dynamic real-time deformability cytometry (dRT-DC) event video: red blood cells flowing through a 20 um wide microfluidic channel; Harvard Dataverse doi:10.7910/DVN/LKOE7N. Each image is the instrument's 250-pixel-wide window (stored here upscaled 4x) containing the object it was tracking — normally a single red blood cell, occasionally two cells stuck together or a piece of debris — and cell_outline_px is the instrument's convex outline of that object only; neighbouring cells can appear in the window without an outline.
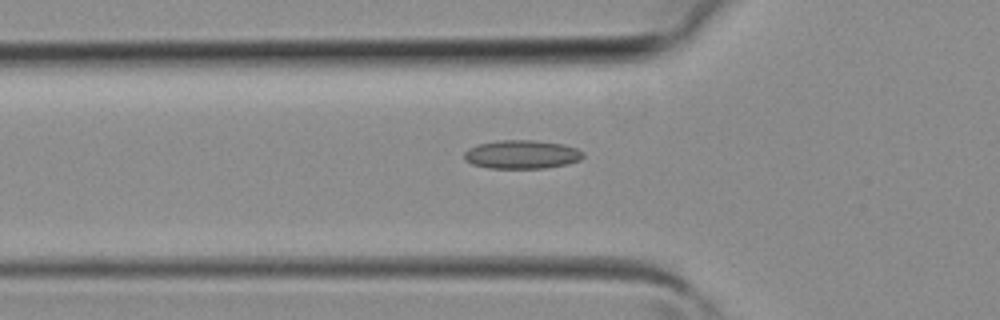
{"species": "common noctule bat (a hibernating species)", "species_latin": "Nyctalus noctula", "temperature_condition": "room temperature", "stored_images_in_passage": 31, "segment_of_instrument_passage": [1, 2], "camera_frame_rate_fps": 3000, "um_per_image_px": 0.085, "animal": {"sex": "female", "body_mass_g": 19.3, "forearm_length_mm": 54.1}, "frame": {"image": 1, "passage_image": 4, "time_ms": 1.0, "image_size_px": [1000, 320], "cell_outline_px": [[584, 156], [580, 160], [568, 164], [544, 168], [488, 168], [472, 164], [464, 160], [464, 152], [468, 148], [476, 144], [500, 140], [532, 140], [564, 144], [576, 148], [584, 152]], "centroid_in_image_um": [44.34, 13.12], "position_along_channel_um": 81.5, "area_um2": 20.0}}
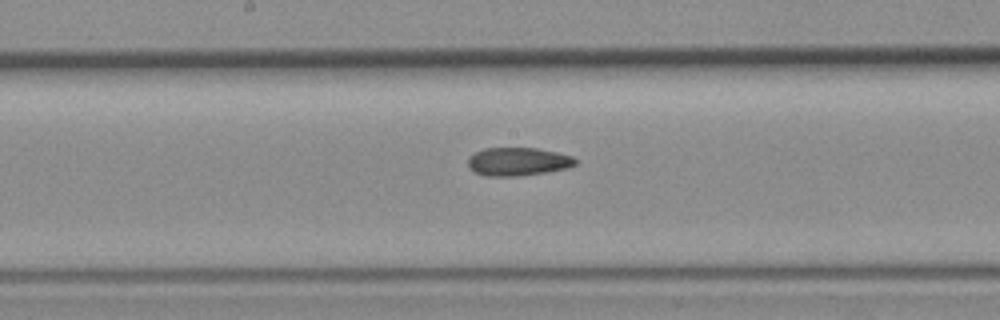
{"frame": {"image": 2, "passage_image": 11, "time_ms": 3.333, "image_size_px": [1000, 320], "cell_outline_px": [[576, 164], [568, 168], [548, 172], [516, 176], [484, 176], [468, 168], [468, 156], [484, 148], [536, 148], [556, 152], [572, 156], [576, 160]], "centroid_in_image_um": [44.01, 13.74], "position_along_channel_um": 204.2, "area_um2": 17.74}}
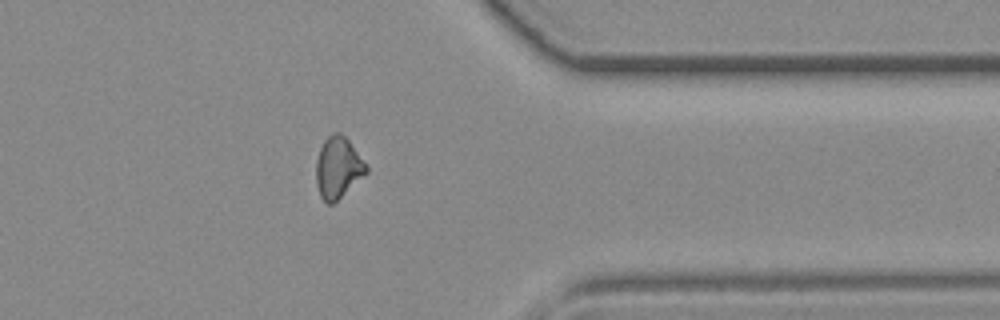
{"frame": {"image": 3, "passage_image": 22, "time_ms": 7.0, "image_size_px": [1000, 320], "cell_outline_px": [[368, 172], [332, 204], [328, 204], [320, 196], [316, 184], [316, 160], [320, 148], [324, 140], [332, 132], [340, 132], [348, 140], [368, 168]], "centroid_in_image_um": [28.7, 14.24], "position_along_channel_um": 382.7, "area_um2": 17.63}}